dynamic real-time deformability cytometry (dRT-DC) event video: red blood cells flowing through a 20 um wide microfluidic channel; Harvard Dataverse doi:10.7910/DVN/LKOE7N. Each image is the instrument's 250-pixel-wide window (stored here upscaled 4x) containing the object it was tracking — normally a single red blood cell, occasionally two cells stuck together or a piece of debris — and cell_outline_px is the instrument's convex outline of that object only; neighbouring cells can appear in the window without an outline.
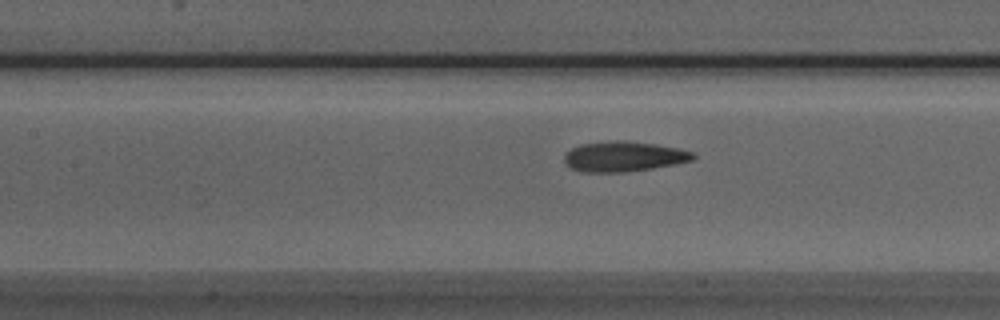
{"species": "Egyptian fruit bat (a non-hibernating species)", "species_latin": "Rousettus aegyptiacus", "temperature_condition": "room temperature", "stored_images_in_passage": 21, "camera_frame_rate_fps": 3000, "um_per_image_px": 0.085, "animal": {"sex": "male"}, "frame": {"image": 1, "passage_image": 10, "time_ms": 3.0, "image_size_px": [1000, 320], "cell_outline_px": [[696, 156], [692, 160], [676, 164], [652, 168], [624, 172], [584, 172], [572, 168], [564, 164], [564, 152], [580, 144], [616, 140], [624, 140], [652, 144], [676, 148], [692, 152]], "centroid_in_image_um": [52.96, 13.3], "position_along_channel_um": 154.4, "area_um2": 22.54}}
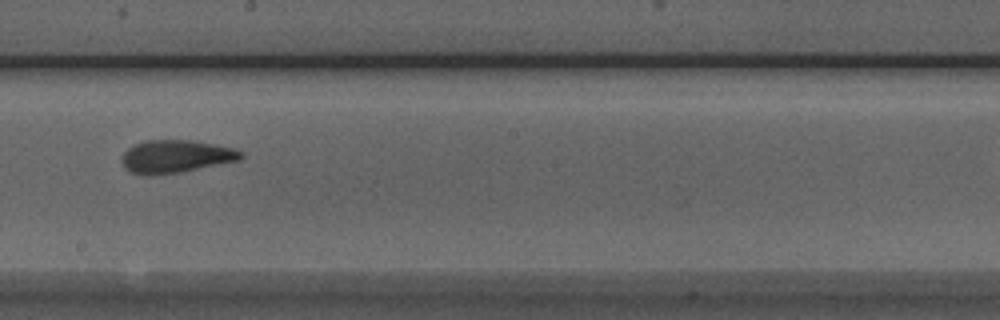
{"frame": {"image": 2, "passage_image": 16, "time_ms": 5.0, "image_size_px": [1000, 320], "cell_outline_px": [[244, 156], [240, 160], [180, 172], [128, 172], [124, 168], [120, 160], [120, 156], [132, 144], [144, 140], [192, 140], [232, 148], [244, 152]], "centroid_in_image_um": [14.94, 13.25], "position_along_channel_um": 233.3, "area_um2": 22.31}}
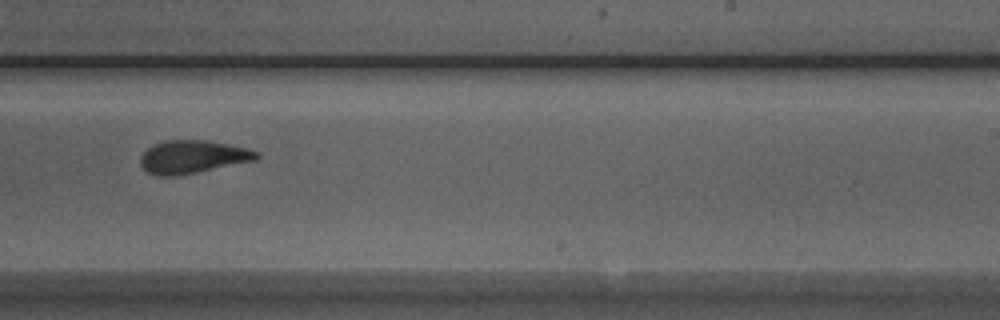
{"frame": {"image": 3, "passage_image": 19, "time_ms": 6.0, "image_size_px": [1000, 320], "cell_outline_px": [[260, 156], [256, 160], [176, 176], [156, 176], [148, 172], [140, 164], [140, 156], [152, 144], [164, 140], [208, 140], [248, 148], [260, 152]], "centroid_in_image_um": [16.37, 13.32], "position_along_channel_um": 272.6, "area_um2": 22.43}}